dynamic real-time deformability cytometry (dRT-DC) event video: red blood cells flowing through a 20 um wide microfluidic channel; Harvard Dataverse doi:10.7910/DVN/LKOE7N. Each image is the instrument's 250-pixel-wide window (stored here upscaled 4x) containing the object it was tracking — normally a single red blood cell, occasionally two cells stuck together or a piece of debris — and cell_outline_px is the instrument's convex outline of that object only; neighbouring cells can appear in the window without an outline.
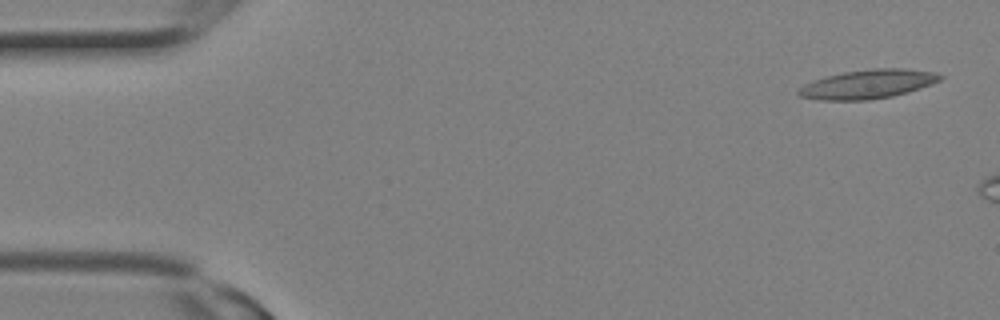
{"species": "Egyptian fruit bat (a non-hibernating species)", "species_latin": "Rousettus aegyptiacus", "temperature_condition": "room temperature", "stored_images_in_passage": 6, "camera_frame_rate_fps": 3000, "um_per_image_px": 0.085, "animal": {"sex": "female"}, "frame": {"image": 1, "passage_image": 1, "time_ms": 0.0, "image_size_px": [1000, 320], "cell_outline_px": [[944, 76], [940, 80], [932, 84], [908, 92], [892, 96], [868, 100], [820, 100], [800, 96], [796, 92], [804, 84], [812, 80], [844, 72], [872, 68], [904, 68], [936, 72]], "centroid_in_image_um": [73.79, 7.15], "position_along_channel_um": 11.2, "area_um2": 23.93}}